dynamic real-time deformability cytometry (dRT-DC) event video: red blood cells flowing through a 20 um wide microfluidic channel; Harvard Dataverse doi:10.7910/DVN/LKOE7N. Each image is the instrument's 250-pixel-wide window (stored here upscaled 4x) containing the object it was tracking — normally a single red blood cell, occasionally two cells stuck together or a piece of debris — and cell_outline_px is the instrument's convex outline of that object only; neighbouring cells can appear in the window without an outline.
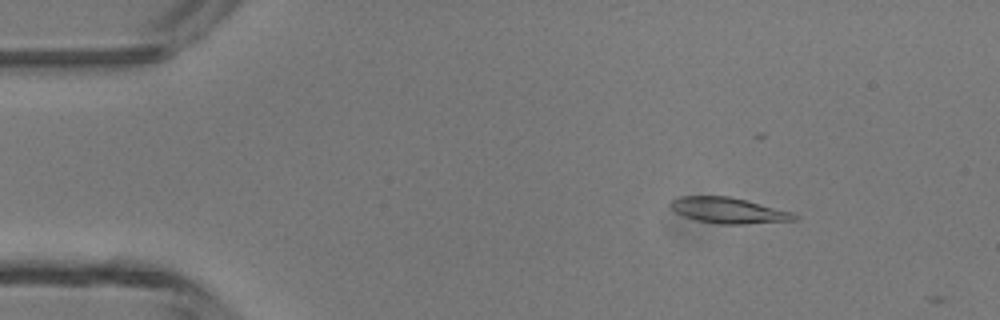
{"species": "common noctule bat (a hibernating species)", "species_latin": "Nyctalus noctula", "temperature_condition": "room temperature", "stored_images_in_passage": 5, "camera_frame_rate_fps": 3000, "um_per_image_px": 0.085, "animal": {"sex": "male", "body_mass_g": 13.3}, "frame": {"image": 1, "passage_image": 2, "time_ms": 0.333, "image_size_px": [1000, 320], "cell_outline_px": [[800, 220], [744, 224], [720, 224], [696, 220], [684, 216], [676, 212], [668, 204], [672, 200], [680, 196], [728, 196], [792, 212], [800, 216]], "centroid_in_image_um": [61.94, 17.89], "position_along_channel_um": 23.1, "area_um2": 18.5}}